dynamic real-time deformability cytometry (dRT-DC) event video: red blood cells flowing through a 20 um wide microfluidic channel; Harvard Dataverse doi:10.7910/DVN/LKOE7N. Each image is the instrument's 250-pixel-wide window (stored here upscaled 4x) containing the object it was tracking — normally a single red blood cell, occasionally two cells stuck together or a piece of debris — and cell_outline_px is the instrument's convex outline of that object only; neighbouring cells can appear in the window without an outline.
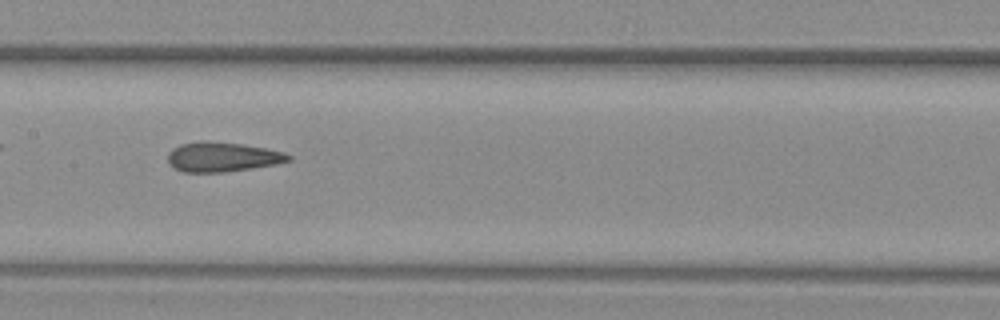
{"species": "common noctule bat (a hibernating species)", "species_latin": "Nyctalus noctula", "temperature_condition": "warm", "stored_images_in_passage": 32, "camera_frame_rate_fps": 3000, "um_per_image_px": 0.085, "animal": {"sex": "female", "body_mass_g": 29.2, "forearm_length_mm": 56.3}, "frame": {"image": 1, "passage_image": 10, "time_ms": 3.0, "image_size_px": [1000, 320], "cell_outline_px": [[292, 160], [276, 164], [252, 168], [224, 172], [184, 172], [168, 164], [168, 156], [172, 148], [180, 144], [240, 144], [264, 148], [284, 152], [292, 156]], "centroid_in_image_um": [18.95, 13.39], "position_along_channel_um": 188.4, "area_um2": 19.88}}
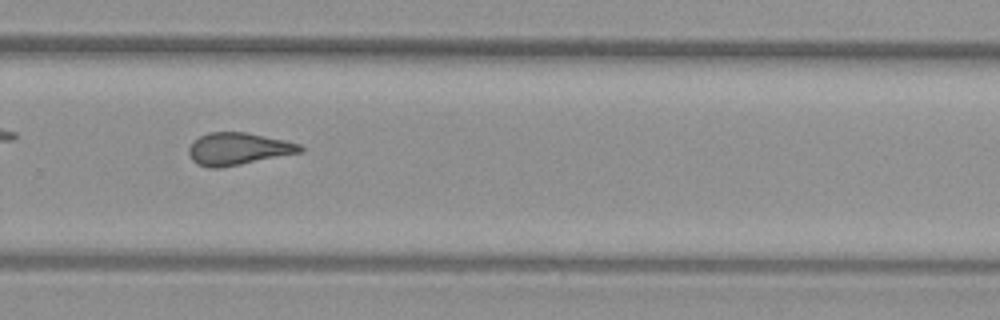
{"frame": {"image": 2, "passage_image": 19, "time_ms": 6.0, "image_size_px": [1000, 320], "cell_outline_px": [[304, 152], [220, 168], [208, 168], [196, 164], [192, 160], [188, 152], [188, 148], [200, 136], [208, 132], [244, 132], [284, 140], [300, 144], [304, 148]], "centroid_in_image_um": [20.25, 12.66], "position_along_channel_um": 309.6, "area_um2": 20.92}, "authors_computed_cell_mechanics": {"area_um2": 20.8658, "velocity_mm_per_s": 4.0529, "shape_relaxation_time_tau1_ms": null, "shape_relaxation_time_tau2_ms": 2.3279, "deformation_change_tau1": null, "deformation_change_tau2": 0.1138}}